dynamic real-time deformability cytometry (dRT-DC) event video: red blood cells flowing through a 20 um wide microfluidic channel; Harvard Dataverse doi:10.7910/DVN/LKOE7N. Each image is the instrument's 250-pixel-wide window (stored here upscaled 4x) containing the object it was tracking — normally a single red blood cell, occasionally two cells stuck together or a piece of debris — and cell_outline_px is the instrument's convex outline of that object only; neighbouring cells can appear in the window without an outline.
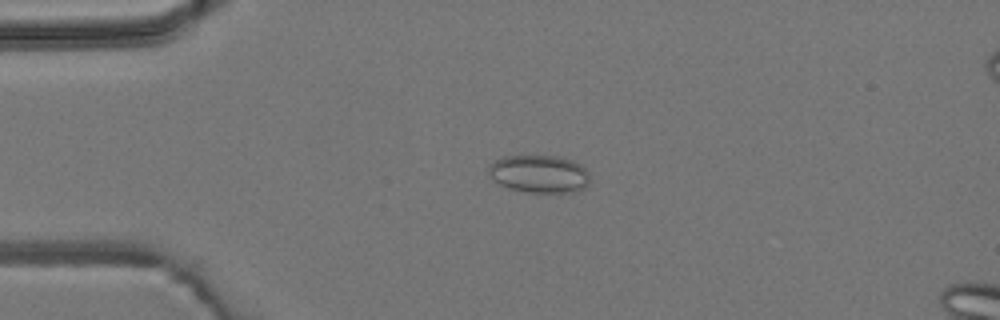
{"species": "common noctule bat (a hibernating species)", "species_latin": "Nyctalus noctula", "temperature_condition": "room temperature", "stored_images_in_passage": 4, "camera_frame_rate_fps": 3000, "um_per_image_px": 0.085, "animal": {"sex": "male", "body_mass_g": 19.2, "forearm_length_mm": 51.8}, "frame": {"image": 1, "passage_image": 3, "time_ms": 2.333, "image_size_px": [1000, 320], "cell_outline_px": [[588, 184], [584, 188], [564, 192], [528, 192], [508, 188], [492, 180], [488, 172], [488, 164], [504, 156], [556, 156], [572, 160], [580, 164], [588, 172]], "centroid_in_image_um": [45.78, 14.77], "position_along_channel_um": 39.2, "area_um2": 22.14}}